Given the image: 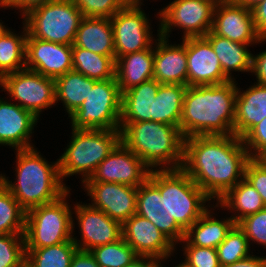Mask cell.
<instances>
[{
  "mask_svg": "<svg viewBox=\"0 0 266 267\" xmlns=\"http://www.w3.org/2000/svg\"><path fill=\"white\" fill-rule=\"evenodd\" d=\"M120 142V130L72 129L71 141L58 159L62 181L74 174H81L82 182L89 179Z\"/></svg>",
  "mask_w": 266,
  "mask_h": 267,
  "instance_id": "8992f818",
  "label": "cell"
},
{
  "mask_svg": "<svg viewBox=\"0 0 266 267\" xmlns=\"http://www.w3.org/2000/svg\"><path fill=\"white\" fill-rule=\"evenodd\" d=\"M154 47L129 53L116 60L115 77L121 93L153 79Z\"/></svg>",
  "mask_w": 266,
  "mask_h": 267,
  "instance_id": "484cf974",
  "label": "cell"
},
{
  "mask_svg": "<svg viewBox=\"0 0 266 267\" xmlns=\"http://www.w3.org/2000/svg\"><path fill=\"white\" fill-rule=\"evenodd\" d=\"M22 18L31 37L73 45L83 16L73 0H54L30 9Z\"/></svg>",
  "mask_w": 266,
  "mask_h": 267,
  "instance_id": "ba28073f",
  "label": "cell"
},
{
  "mask_svg": "<svg viewBox=\"0 0 266 267\" xmlns=\"http://www.w3.org/2000/svg\"><path fill=\"white\" fill-rule=\"evenodd\" d=\"M38 120L32 112L0 98V145L15 150L34 147L30 138Z\"/></svg>",
  "mask_w": 266,
  "mask_h": 267,
  "instance_id": "44dd1931",
  "label": "cell"
},
{
  "mask_svg": "<svg viewBox=\"0 0 266 267\" xmlns=\"http://www.w3.org/2000/svg\"><path fill=\"white\" fill-rule=\"evenodd\" d=\"M186 56L187 86L219 85L230 81L205 37L186 38Z\"/></svg>",
  "mask_w": 266,
  "mask_h": 267,
  "instance_id": "ac0fdd59",
  "label": "cell"
},
{
  "mask_svg": "<svg viewBox=\"0 0 266 267\" xmlns=\"http://www.w3.org/2000/svg\"><path fill=\"white\" fill-rule=\"evenodd\" d=\"M0 86L11 100L38 119L43 109L56 105L55 79L38 72L25 68L6 74L0 79Z\"/></svg>",
  "mask_w": 266,
  "mask_h": 267,
  "instance_id": "30bf717a",
  "label": "cell"
},
{
  "mask_svg": "<svg viewBox=\"0 0 266 267\" xmlns=\"http://www.w3.org/2000/svg\"><path fill=\"white\" fill-rule=\"evenodd\" d=\"M26 211L0 180V235L24 234Z\"/></svg>",
  "mask_w": 266,
  "mask_h": 267,
  "instance_id": "e575fe53",
  "label": "cell"
},
{
  "mask_svg": "<svg viewBox=\"0 0 266 267\" xmlns=\"http://www.w3.org/2000/svg\"><path fill=\"white\" fill-rule=\"evenodd\" d=\"M9 29H7L5 27V25H3V22H0V37H2Z\"/></svg>",
  "mask_w": 266,
  "mask_h": 267,
  "instance_id": "f5cc1de1",
  "label": "cell"
},
{
  "mask_svg": "<svg viewBox=\"0 0 266 267\" xmlns=\"http://www.w3.org/2000/svg\"><path fill=\"white\" fill-rule=\"evenodd\" d=\"M255 28L261 38H266V0L251 8Z\"/></svg>",
  "mask_w": 266,
  "mask_h": 267,
  "instance_id": "ee69618b",
  "label": "cell"
},
{
  "mask_svg": "<svg viewBox=\"0 0 266 267\" xmlns=\"http://www.w3.org/2000/svg\"><path fill=\"white\" fill-rule=\"evenodd\" d=\"M83 17L111 18L130 0H73Z\"/></svg>",
  "mask_w": 266,
  "mask_h": 267,
  "instance_id": "f35d334b",
  "label": "cell"
},
{
  "mask_svg": "<svg viewBox=\"0 0 266 267\" xmlns=\"http://www.w3.org/2000/svg\"><path fill=\"white\" fill-rule=\"evenodd\" d=\"M261 1H263V0H237L236 3H238L240 5H244L245 7L251 9L253 6H255L256 4H258Z\"/></svg>",
  "mask_w": 266,
  "mask_h": 267,
  "instance_id": "f907efd6",
  "label": "cell"
},
{
  "mask_svg": "<svg viewBox=\"0 0 266 267\" xmlns=\"http://www.w3.org/2000/svg\"><path fill=\"white\" fill-rule=\"evenodd\" d=\"M122 238L138 256L164 261L175 251V245L150 220L138 214L122 224Z\"/></svg>",
  "mask_w": 266,
  "mask_h": 267,
  "instance_id": "e0dca14e",
  "label": "cell"
},
{
  "mask_svg": "<svg viewBox=\"0 0 266 267\" xmlns=\"http://www.w3.org/2000/svg\"><path fill=\"white\" fill-rule=\"evenodd\" d=\"M73 70L90 79L106 80L115 78L116 56H104L87 49L72 48Z\"/></svg>",
  "mask_w": 266,
  "mask_h": 267,
  "instance_id": "1f68e13d",
  "label": "cell"
},
{
  "mask_svg": "<svg viewBox=\"0 0 266 267\" xmlns=\"http://www.w3.org/2000/svg\"><path fill=\"white\" fill-rule=\"evenodd\" d=\"M250 155L235 135L184 139L182 170L211 198H222L244 179Z\"/></svg>",
  "mask_w": 266,
  "mask_h": 267,
  "instance_id": "6da1fadb",
  "label": "cell"
},
{
  "mask_svg": "<svg viewBox=\"0 0 266 267\" xmlns=\"http://www.w3.org/2000/svg\"><path fill=\"white\" fill-rule=\"evenodd\" d=\"M94 79L74 70L65 73L55 79L56 103L61 101L70 116L86 100L89 91L92 90Z\"/></svg>",
  "mask_w": 266,
  "mask_h": 267,
  "instance_id": "f546056e",
  "label": "cell"
},
{
  "mask_svg": "<svg viewBox=\"0 0 266 267\" xmlns=\"http://www.w3.org/2000/svg\"><path fill=\"white\" fill-rule=\"evenodd\" d=\"M250 158H256L266 149V118L255 125L243 138Z\"/></svg>",
  "mask_w": 266,
  "mask_h": 267,
  "instance_id": "b9f144b4",
  "label": "cell"
},
{
  "mask_svg": "<svg viewBox=\"0 0 266 267\" xmlns=\"http://www.w3.org/2000/svg\"><path fill=\"white\" fill-rule=\"evenodd\" d=\"M72 45L43 41L27 34L26 69L56 79L72 71Z\"/></svg>",
  "mask_w": 266,
  "mask_h": 267,
  "instance_id": "d6986e66",
  "label": "cell"
},
{
  "mask_svg": "<svg viewBox=\"0 0 266 267\" xmlns=\"http://www.w3.org/2000/svg\"><path fill=\"white\" fill-rule=\"evenodd\" d=\"M161 262H163V261L158 260L152 267H163V266L161 265Z\"/></svg>",
  "mask_w": 266,
  "mask_h": 267,
  "instance_id": "9f6ffc18",
  "label": "cell"
},
{
  "mask_svg": "<svg viewBox=\"0 0 266 267\" xmlns=\"http://www.w3.org/2000/svg\"><path fill=\"white\" fill-rule=\"evenodd\" d=\"M16 151L17 182L12 183L4 174L0 180L26 212L54 202L70 189L61 179L58 159L49 164L34 147Z\"/></svg>",
  "mask_w": 266,
  "mask_h": 267,
  "instance_id": "3957f363",
  "label": "cell"
},
{
  "mask_svg": "<svg viewBox=\"0 0 266 267\" xmlns=\"http://www.w3.org/2000/svg\"><path fill=\"white\" fill-rule=\"evenodd\" d=\"M213 0H174L158 12L159 36L168 38L174 27L184 30L182 39L204 37L211 31Z\"/></svg>",
  "mask_w": 266,
  "mask_h": 267,
  "instance_id": "8fae6325",
  "label": "cell"
},
{
  "mask_svg": "<svg viewBox=\"0 0 266 267\" xmlns=\"http://www.w3.org/2000/svg\"><path fill=\"white\" fill-rule=\"evenodd\" d=\"M224 267H266V257H258L251 254L244 259Z\"/></svg>",
  "mask_w": 266,
  "mask_h": 267,
  "instance_id": "c3c4849f",
  "label": "cell"
},
{
  "mask_svg": "<svg viewBox=\"0 0 266 267\" xmlns=\"http://www.w3.org/2000/svg\"><path fill=\"white\" fill-rule=\"evenodd\" d=\"M210 211L208 209L186 230L185 239L191 245L216 249L235 225L231 217L219 220L213 218Z\"/></svg>",
  "mask_w": 266,
  "mask_h": 267,
  "instance_id": "83f0119b",
  "label": "cell"
},
{
  "mask_svg": "<svg viewBox=\"0 0 266 267\" xmlns=\"http://www.w3.org/2000/svg\"><path fill=\"white\" fill-rule=\"evenodd\" d=\"M216 250L222 267L251 255L249 240L237 224L231 228L226 238L217 246Z\"/></svg>",
  "mask_w": 266,
  "mask_h": 267,
  "instance_id": "d590c367",
  "label": "cell"
},
{
  "mask_svg": "<svg viewBox=\"0 0 266 267\" xmlns=\"http://www.w3.org/2000/svg\"><path fill=\"white\" fill-rule=\"evenodd\" d=\"M72 47L84 48L99 55L115 56L110 18L83 17Z\"/></svg>",
  "mask_w": 266,
  "mask_h": 267,
  "instance_id": "d4e9b609",
  "label": "cell"
},
{
  "mask_svg": "<svg viewBox=\"0 0 266 267\" xmlns=\"http://www.w3.org/2000/svg\"><path fill=\"white\" fill-rule=\"evenodd\" d=\"M23 32L18 35L10 29L0 37V79L9 73L26 68L27 28L23 23Z\"/></svg>",
  "mask_w": 266,
  "mask_h": 267,
  "instance_id": "d6a6232c",
  "label": "cell"
},
{
  "mask_svg": "<svg viewBox=\"0 0 266 267\" xmlns=\"http://www.w3.org/2000/svg\"><path fill=\"white\" fill-rule=\"evenodd\" d=\"M154 45L153 78L160 84L187 86L186 38L181 44H170L169 39L159 36ZM157 41V42H156ZM170 44V45H169Z\"/></svg>",
  "mask_w": 266,
  "mask_h": 267,
  "instance_id": "7402d4cb",
  "label": "cell"
},
{
  "mask_svg": "<svg viewBox=\"0 0 266 267\" xmlns=\"http://www.w3.org/2000/svg\"><path fill=\"white\" fill-rule=\"evenodd\" d=\"M237 225L244 232L250 244L257 242L266 247V207L240 220Z\"/></svg>",
  "mask_w": 266,
  "mask_h": 267,
  "instance_id": "60d3db41",
  "label": "cell"
},
{
  "mask_svg": "<svg viewBox=\"0 0 266 267\" xmlns=\"http://www.w3.org/2000/svg\"><path fill=\"white\" fill-rule=\"evenodd\" d=\"M141 1L142 0H130V2H133V3H142Z\"/></svg>",
  "mask_w": 266,
  "mask_h": 267,
  "instance_id": "6f0895ef",
  "label": "cell"
},
{
  "mask_svg": "<svg viewBox=\"0 0 266 267\" xmlns=\"http://www.w3.org/2000/svg\"><path fill=\"white\" fill-rule=\"evenodd\" d=\"M24 234L0 235V267H25Z\"/></svg>",
  "mask_w": 266,
  "mask_h": 267,
  "instance_id": "74e56055",
  "label": "cell"
},
{
  "mask_svg": "<svg viewBox=\"0 0 266 267\" xmlns=\"http://www.w3.org/2000/svg\"><path fill=\"white\" fill-rule=\"evenodd\" d=\"M251 73L255 74L257 83L266 85V50L252 55Z\"/></svg>",
  "mask_w": 266,
  "mask_h": 267,
  "instance_id": "f6af8a7d",
  "label": "cell"
},
{
  "mask_svg": "<svg viewBox=\"0 0 266 267\" xmlns=\"http://www.w3.org/2000/svg\"><path fill=\"white\" fill-rule=\"evenodd\" d=\"M266 118V85L256 83L243 93L237 86L234 135L242 139Z\"/></svg>",
  "mask_w": 266,
  "mask_h": 267,
  "instance_id": "603a6c76",
  "label": "cell"
},
{
  "mask_svg": "<svg viewBox=\"0 0 266 267\" xmlns=\"http://www.w3.org/2000/svg\"><path fill=\"white\" fill-rule=\"evenodd\" d=\"M210 43L216 53L224 75L230 80L235 81L231 71L251 72L252 53L247 47L252 44H242L233 42L228 38L221 37L209 31L204 36Z\"/></svg>",
  "mask_w": 266,
  "mask_h": 267,
  "instance_id": "4316f807",
  "label": "cell"
},
{
  "mask_svg": "<svg viewBox=\"0 0 266 267\" xmlns=\"http://www.w3.org/2000/svg\"><path fill=\"white\" fill-rule=\"evenodd\" d=\"M236 81L187 86L180 119L184 138L234 135Z\"/></svg>",
  "mask_w": 266,
  "mask_h": 267,
  "instance_id": "7a4b0ae2",
  "label": "cell"
},
{
  "mask_svg": "<svg viewBox=\"0 0 266 267\" xmlns=\"http://www.w3.org/2000/svg\"><path fill=\"white\" fill-rule=\"evenodd\" d=\"M186 89V85L161 84L154 101L153 121L180 128Z\"/></svg>",
  "mask_w": 266,
  "mask_h": 267,
  "instance_id": "4dcf8cb0",
  "label": "cell"
},
{
  "mask_svg": "<svg viewBox=\"0 0 266 267\" xmlns=\"http://www.w3.org/2000/svg\"><path fill=\"white\" fill-rule=\"evenodd\" d=\"M148 179L165 195L168 214L185 231L208 210L206 201L212 199L182 169H154Z\"/></svg>",
  "mask_w": 266,
  "mask_h": 267,
  "instance_id": "5b68a950",
  "label": "cell"
},
{
  "mask_svg": "<svg viewBox=\"0 0 266 267\" xmlns=\"http://www.w3.org/2000/svg\"><path fill=\"white\" fill-rule=\"evenodd\" d=\"M181 242L186 243L183 247L184 262L191 267H222L216 249L191 245L185 238Z\"/></svg>",
  "mask_w": 266,
  "mask_h": 267,
  "instance_id": "ab89813d",
  "label": "cell"
},
{
  "mask_svg": "<svg viewBox=\"0 0 266 267\" xmlns=\"http://www.w3.org/2000/svg\"><path fill=\"white\" fill-rule=\"evenodd\" d=\"M70 267H100L90 251L77 250L72 257Z\"/></svg>",
  "mask_w": 266,
  "mask_h": 267,
  "instance_id": "7dc6e473",
  "label": "cell"
},
{
  "mask_svg": "<svg viewBox=\"0 0 266 267\" xmlns=\"http://www.w3.org/2000/svg\"><path fill=\"white\" fill-rule=\"evenodd\" d=\"M120 133L121 142L151 170L182 168L185 138L180 128L162 122L141 121L120 123Z\"/></svg>",
  "mask_w": 266,
  "mask_h": 267,
  "instance_id": "277c9868",
  "label": "cell"
},
{
  "mask_svg": "<svg viewBox=\"0 0 266 267\" xmlns=\"http://www.w3.org/2000/svg\"><path fill=\"white\" fill-rule=\"evenodd\" d=\"M77 250L72 240L43 248L26 249L25 267H70Z\"/></svg>",
  "mask_w": 266,
  "mask_h": 267,
  "instance_id": "836d02e7",
  "label": "cell"
},
{
  "mask_svg": "<svg viewBox=\"0 0 266 267\" xmlns=\"http://www.w3.org/2000/svg\"><path fill=\"white\" fill-rule=\"evenodd\" d=\"M211 32L242 44L266 41L257 33L251 9L236 2L215 4Z\"/></svg>",
  "mask_w": 266,
  "mask_h": 267,
  "instance_id": "9a60e30c",
  "label": "cell"
},
{
  "mask_svg": "<svg viewBox=\"0 0 266 267\" xmlns=\"http://www.w3.org/2000/svg\"><path fill=\"white\" fill-rule=\"evenodd\" d=\"M160 85L153 78L122 93L120 123L153 121L154 101Z\"/></svg>",
  "mask_w": 266,
  "mask_h": 267,
  "instance_id": "cb8c5ba5",
  "label": "cell"
},
{
  "mask_svg": "<svg viewBox=\"0 0 266 267\" xmlns=\"http://www.w3.org/2000/svg\"><path fill=\"white\" fill-rule=\"evenodd\" d=\"M264 167H266V149L262 151L256 158Z\"/></svg>",
  "mask_w": 266,
  "mask_h": 267,
  "instance_id": "816d5d0a",
  "label": "cell"
},
{
  "mask_svg": "<svg viewBox=\"0 0 266 267\" xmlns=\"http://www.w3.org/2000/svg\"><path fill=\"white\" fill-rule=\"evenodd\" d=\"M54 0H0V6L2 8L11 7L20 9V13L22 12V16L26 14L30 9L48 3Z\"/></svg>",
  "mask_w": 266,
  "mask_h": 267,
  "instance_id": "bcb514c9",
  "label": "cell"
},
{
  "mask_svg": "<svg viewBox=\"0 0 266 267\" xmlns=\"http://www.w3.org/2000/svg\"><path fill=\"white\" fill-rule=\"evenodd\" d=\"M244 178L257 190L266 205V168L251 158L246 164Z\"/></svg>",
  "mask_w": 266,
  "mask_h": 267,
  "instance_id": "7bdbcfd3",
  "label": "cell"
},
{
  "mask_svg": "<svg viewBox=\"0 0 266 267\" xmlns=\"http://www.w3.org/2000/svg\"><path fill=\"white\" fill-rule=\"evenodd\" d=\"M217 202L216 207L221 206V208L234 211L235 216L233 215L230 217L235 224L266 207L262 201L261 195L245 178L239 181Z\"/></svg>",
  "mask_w": 266,
  "mask_h": 267,
  "instance_id": "f1b7e54d",
  "label": "cell"
},
{
  "mask_svg": "<svg viewBox=\"0 0 266 267\" xmlns=\"http://www.w3.org/2000/svg\"><path fill=\"white\" fill-rule=\"evenodd\" d=\"M100 267H125L138 255L123 238L90 250Z\"/></svg>",
  "mask_w": 266,
  "mask_h": 267,
  "instance_id": "8d00e7d4",
  "label": "cell"
},
{
  "mask_svg": "<svg viewBox=\"0 0 266 267\" xmlns=\"http://www.w3.org/2000/svg\"><path fill=\"white\" fill-rule=\"evenodd\" d=\"M73 209L81 232V241L72 235V241L78 250L90 251L122 238V224L100 209L85 203L82 205V202L74 205Z\"/></svg>",
  "mask_w": 266,
  "mask_h": 267,
  "instance_id": "5bb4252c",
  "label": "cell"
},
{
  "mask_svg": "<svg viewBox=\"0 0 266 267\" xmlns=\"http://www.w3.org/2000/svg\"><path fill=\"white\" fill-rule=\"evenodd\" d=\"M136 214L150 220L174 245L185 238L186 231L168 214L165 195L149 179L138 187Z\"/></svg>",
  "mask_w": 266,
  "mask_h": 267,
  "instance_id": "ffe728a7",
  "label": "cell"
},
{
  "mask_svg": "<svg viewBox=\"0 0 266 267\" xmlns=\"http://www.w3.org/2000/svg\"><path fill=\"white\" fill-rule=\"evenodd\" d=\"M121 102L116 77L95 81L86 100L69 116L72 129L120 130Z\"/></svg>",
  "mask_w": 266,
  "mask_h": 267,
  "instance_id": "9c48e42d",
  "label": "cell"
},
{
  "mask_svg": "<svg viewBox=\"0 0 266 267\" xmlns=\"http://www.w3.org/2000/svg\"><path fill=\"white\" fill-rule=\"evenodd\" d=\"M150 171L139 157L120 142L84 182H114L139 187L148 179Z\"/></svg>",
  "mask_w": 266,
  "mask_h": 267,
  "instance_id": "4fadbf2b",
  "label": "cell"
},
{
  "mask_svg": "<svg viewBox=\"0 0 266 267\" xmlns=\"http://www.w3.org/2000/svg\"><path fill=\"white\" fill-rule=\"evenodd\" d=\"M175 267H191L190 265H188L186 262H181V263H179L177 266H175Z\"/></svg>",
  "mask_w": 266,
  "mask_h": 267,
  "instance_id": "11a10c76",
  "label": "cell"
},
{
  "mask_svg": "<svg viewBox=\"0 0 266 267\" xmlns=\"http://www.w3.org/2000/svg\"><path fill=\"white\" fill-rule=\"evenodd\" d=\"M68 190L54 202L31 208L26 212L25 249L43 248L72 240L74 219L68 205Z\"/></svg>",
  "mask_w": 266,
  "mask_h": 267,
  "instance_id": "52a82bcc",
  "label": "cell"
},
{
  "mask_svg": "<svg viewBox=\"0 0 266 267\" xmlns=\"http://www.w3.org/2000/svg\"><path fill=\"white\" fill-rule=\"evenodd\" d=\"M142 3L129 2L111 18L116 60L129 53L152 47L153 35Z\"/></svg>",
  "mask_w": 266,
  "mask_h": 267,
  "instance_id": "7c38bea8",
  "label": "cell"
},
{
  "mask_svg": "<svg viewBox=\"0 0 266 267\" xmlns=\"http://www.w3.org/2000/svg\"><path fill=\"white\" fill-rule=\"evenodd\" d=\"M215 3L236 2L237 0H213Z\"/></svg>",
  "mask_w": 266,
  "mask_h": 267,
  "instance_id": "db71d44e",
  "label": "cell"
},
{
  "mask_svg": "<svg viewBox=\"0 0 266 267\" xmlns=\"http://www.w3.org/2000/svg\"><path fill=\"white\" fill-rule=\"evenodd\" d=\"M94 208L123 224L136 214L138 187L114 182H82Z\"/></svg>",
  "mask_w": 266,
  "mask_h": 267,
  "instance_id": "2e32d148",
  "label": "cell"
},
{
  "mask_svg": "<svg viewBox=\"0 0 266 267\" xmlns=\"http://www.w3.org/2000/svg\"><path fill=\"white\" fill-rule=\"evenodd\" d=\"M158 260L150 256H137L125 267H152Z\"/></svg>",
  "mask_w": 266,
  "mask_h": 267,
  "instance_id": "681fc988",
  "label": "cell"
}]
</instances>
